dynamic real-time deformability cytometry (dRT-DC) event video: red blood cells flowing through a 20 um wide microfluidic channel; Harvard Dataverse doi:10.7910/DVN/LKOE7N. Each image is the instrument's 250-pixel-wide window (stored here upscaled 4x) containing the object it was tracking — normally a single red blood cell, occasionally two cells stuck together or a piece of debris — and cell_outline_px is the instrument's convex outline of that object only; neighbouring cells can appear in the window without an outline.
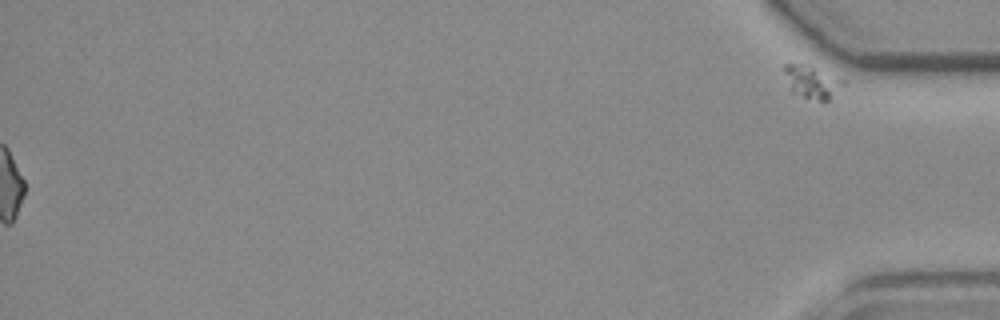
{"species": "common noctule bat (a hibernating species)", "species_latin": "Nyctalus noctula", "temperature_condition": "room temperature", "stored_images_in_passage": 44, "segment_of_instrument_passage": [2, 2], "camera_frame_rate_fps": 3000, "um_per_image_px": 0.085, "animal": {"sex": "female", "body_mass_g": 19.3, "forearm_length_mm": 54.1}, "frame": {"image": 1, "passage_image": 44, "time_ms": 14.333, "image_size_px": [1000, 320], "cell_outline_px": [[844, 84], [828, 100], [820, 100], [804, 96], [792, 92], [784, 72], [784, 64], [788, 60], [804, 64], [844, 80]], "centroid_in_image_um": [68.95, 6.91], "position_along_channel_um": 366.2, "area_um2": 10.87}}